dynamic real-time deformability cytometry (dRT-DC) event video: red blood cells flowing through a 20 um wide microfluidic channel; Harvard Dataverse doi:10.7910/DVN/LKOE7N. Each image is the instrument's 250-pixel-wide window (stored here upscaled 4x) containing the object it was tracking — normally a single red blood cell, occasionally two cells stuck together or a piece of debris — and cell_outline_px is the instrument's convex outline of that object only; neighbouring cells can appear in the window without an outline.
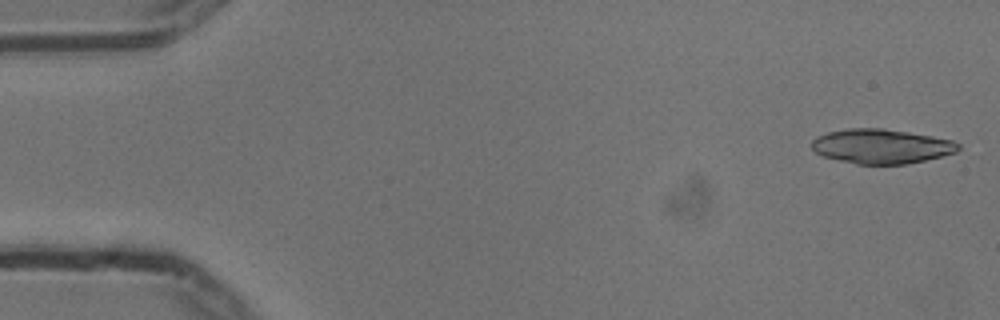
{"species": "common noctule bat (a hibernating species)", "species_latin": "Nyctalus noctula", "temperature_condition": "cold", "stored_images_in_passage": 18, "camera_frame_rate_fps": 3000, "um_per_image_px": 0.085, "animal": {"sex": "male", "body_mass_g": 13.3}, "frame": {"image": 1, "passage_image": 1, "time_ms": 0.0, "image_size_px": [1000, 320], "cell_outline_px": [[960, 148], [956, 152], [924, 160], [904, 164], [856, 164], [824, 156], [816, 152], [812, 148], [812, 140], [816, 136], [828, 132], [848, 128], [884, 128], [932, 136], [952, 140], [960, 144]], "centroid_in_image_um": [74.91, 12.42], "position_along_channel_um": 10.1, "area_um2": 29.3}}
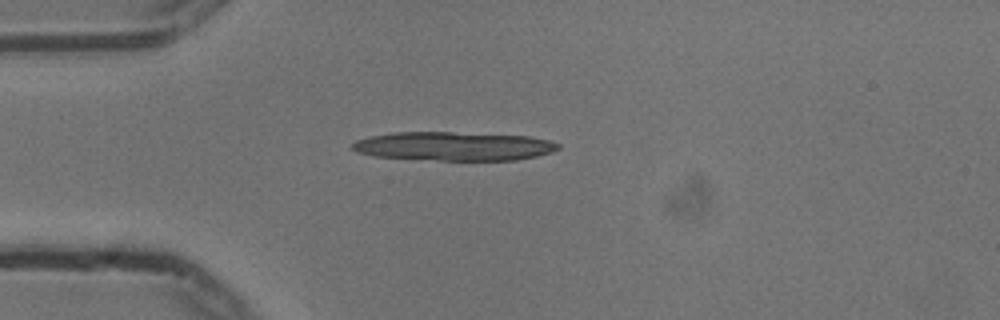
{"frame": {"image": 2, "passage_image": 13, "time_ms": 4.0, "image_size_px": [1000, 320], "cell_outline_px": [[560, 148], [536, 156], [516, 160], [440, 160], [376, 156], [356, 152], [352, 148], [352, 144], [356, 140], [372, 136], [392, 132], [452, 132], [528, 136], [548, 140], [560, 144]], "centroid_in_image_um": [38.56, 12.42], "position_along_channel_um": 46.4, "area_um2": 34.22}}